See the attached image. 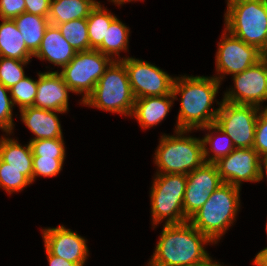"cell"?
Returning <instances> with one entry per match:
<instances>
[{"mask_svg": "<svg viewBox=\"0 0 267 266\" xmlns=\"http://www.w3.org/2000/svg\"><path fill=\"white\" fill-rule=\"evenodd\" d=\"M26 13L48 17L51 0H25Z\"/></svg>", "mask_w": 267, "mask_h": 266, "instance_id": "cell-36", "label": "cell"}, {"mask_svg": "<svg viewBox=\"0 0 267 266\" xmlns=\"http://www.w3.org/2000/svg\"><path fill=\"white\" fill-rule=\"evenodd\" d=\"M129 1H132V0H112V2H114L115 4H119V5H121L125 2H129Z\"/></svg>", "mask_w": 267, "mask_h": 266, "instance_id": "cell-41", "label": "cell"}, {"mask_svg": "<svg viewBox=\"0 0 267 266\" xmlns=\"http://www.w3.org/2000/svg\"><path fill=\"white\" fill-rule=\"evenodd\" d=\"M33 54L27 49L22 34L13 19H2L0 24V57L30 61Z\"/></svg>", "mask_w": 267, "mask_h": 266, "instance_id": "cell-20", "label": "cell"}, {"mask_svg": "<svg viewBox=\"0 0 267 266\" xmlns=\"http://www.w3.org/2000/svg\"><path fill=\"white\" fill-rule=\"evenodd\" d=\"M38 80L34 81L29 77H24L18 83L13 85L9 91L14 104H18L21 109L33 106L37 94Z\"/></svg>", "mask_w": 267, "mask_h": 266, "instance_id": "cell-28", "label": "cell"}, {"mask_svg": "<svg viewBox=\"0 0 267 266\" xmlns=\"http://www.w3.org/2000/svg\"><path fill=\"white\" fill-rule=\"evenodd\" d=\"M253 149L260 157L267 156V106L257 118Z\"/></svg>", "mask_w": 267, "mask_h": 266, "instance_id": "cell-33", "label": "cell"}, {"mask_svg": "<svg viewBox=\"0 0 267 266\" xmlns=\"http://www.w3.org/2000/svg\"><path fill=\"white\" fill-rule=\"evenodd\" d=\"M220 77L204 76H183L175 78L173 82L172 94L176 99L177 94H181V107L178 114L176 130L201 129L213 124L219 108L211 110L216 93L221 82Z\"/></svg>", "mask_w": 267, "mask_h": 266, "instance_id": "cell-2", "label": "cell"}, {"mask_svg": "<svg viewBox=\"0 0 267 266\" xmlns=\"http://www.w3.org/2000/svg\"><path fill=\"white\" fill-rule=\"evenodd\" d=\"M129 29L117 17L111 22L102 44L96 49L106 56H119L128 46Z\"/></svg>", "mask_w": 267, "mask_h": 266, "instance_id": "cell-25", "label": "cell"}, {"mask_svg": "<svg viewBox=\"0 0 267 266\" xmlns=\"http://www.w3.org/2000/svg\"><path fill=\"white\" fill-rule=\"evenodd\" d=\"M113 60L96 49L78 51L60 74L72 92L84 93L83 102Z\"/></svg>", "mask_w": 267, "mask_h": 266, "instance_id": "cell-8", "label": "cell"}, {"mask_svg": "<svg viewBox=\"0 0 267 266\" xmlns=\"http://www.w3.org/2000/svg\"><path fill=\"white\" fill-rule=\"evenodd\" d=\"M25 0H0V18L14 19L26 12Z\"/></svg>", "mask_w": 267, "mask_h": 266, "instance_id": "cell-35", "label": "cell"}, {"mask_svg": "<svg viewBox=\"0 0 267 266\" xmlns=\"http://www.w3.org/2000/svg\"><path fill=\"white\" fill-rule=\"evenodd\" d=\"M253 262L257 266H267V247L256 255Z\"/></svg>", "mask_w": 267, "mask_h": 266, "instance_id": "cell-38", "label": "cell"}, {"mask_svg": "<svg viewBox=\"0 0 267 266\" xmlns=\"http://www.w3.org/2000/svg\"><path fill=\"white\" fill-rule=\"evenodd\" d=\"M197 266H221L220 264H203V265H197Z\"/></svg>", "mask_w": 267, "mask_h": 266, "instance_id": "cell-42", "label": "cell"}, {"mask_svg": "<svg viewBox=\"0 0 267 266\" xmlns=\"http://www.w3.org/2000/svg\"><path fill=\"white\" fill-rule=\"evenodd\" d=\"M224 182L215 163H204L187 174L183 199L184 214L189 219L210 198V195Z\"/></svg>", "mask_w": 267, "mask_h": 266, "instance_id": "cell-12", "label": "cell"}, {"mask_svg": "<svg viewBox=\"0 0 267 266\" xmlns=\"http://www.w3.org/2000/svg\"><path fill=\"white\" fill-rule=\"evenodd\" d=\"M29 144L33 156L65 158V145L62 138L39 139Z\"/></svg>", "mask_w": 267, "mask_h": 266, "instance_id": "cell-31", "label": "cell"}, {"mask_svg": "<svg viewBox=\"0 0 267 266\" xmlns=\"http://www.w3.org/2000/svg\"><path fill=\"white\" fill-rule=\"evenodd\" d=\"M43 239L46 250L68 262L83 266L88 248L83 237L64 226L43 229Z\"/></svg>", "mask_w": 267, "mask_h": 266, "instance_id": "cell-15", "label": "cell"}, {"mask_svg": "<svg viewBox=\"0 0 267 266\" xmlns=\"http://www.w3.org/2000/svg\"><path fill=\"white\" fill-rule=\"evenodd\" d=\"M97 3L95 0H51L49 22L56 26L87 18Z\"/></svg>", "mask_w": 267, "mask_h": 266, "instance_id": "cell-21", "label": "cell"}, {"mask_svg": "<svg viewBox=\"0 0 267 266\" xmlns=\"http://www.w3.org/2000/svg\"><path fill=\"white\" fill-rule=\"evenodd\" d=\"M13 20L22 34L27 49L34 55L40 47L46 28L50 24L48 17L25 12Z\"/></svg>", "mask_w": 267, "mask_h": 266, "instance_id": "cell-23", "label": "cell"}, {"mask_svg": "<svg viewBox=\"0 0 267 266\" xmlns=\"http://www.w3.org/2000/svg\"><path fill=\"white\" fill-rule=\"evenodd\" d=\"M240 188L224 183L188 221L212 242H216L233 223L239 209Z\"/></svg>", "mask_w": 267, "mask_h": 266, "instance_id": "cell-3", "label": "cell"}, {"mask_svg": "<svg viewBox=\"0 0 267 266\" xmlns=\"http://www.w3.org/2000/svg\"><path fill=\"white\" fill-rule=\"evenodd\" d=\"M259 160L260 156L253 148H235L215 164L224 183L240 188L242 181H258Z\"/></svg>", "mask_w": 267, "mask_h": 266, "instance_id": "cell-14", "label": "cell"}, {"mask_svg": "<svg viewBox=\"0 0 267 266\" xmlns=\"http://www.w3.org/2000/svg\"><path fill=\"white\" fill-rule=\"evenodd\" d=\"M37 94L33 107L64 113L68 110V92L71 91L57 71L38 74Z\"/></svg>", "mask_w": 267, "mask_h": 266, "instance_id": "cell-16", "label": "cell"}, {"mask_svg": "<svg viewBox=\"0 0 267 266\" xmlns=\"http://www.w3.org/2000/svg\"><path fill=\"white\" fill-rule=\"evenodd\" d=\"M225 30L262 50L267 39V0H228Z\"/></svg>", "mask_w": 267, "mask_h": 266, "instance_id": "cell-5", "label": "cell"}, {"mask_svg": "<svg viewBox=\"0 0 267 266\" xmlns=\"http://www.w3.org/2000/svg\"><path fill=\"white\" fill-rule=\"evenodd\" d=\"M46 253H47L50 266H78L75 263L68 262L58 256L50 254L47 250H46Z\"/></svg>", "mask_w": 267, "mask_h": 266, "instance_id": "cell-37", "label": "cell"}, {"mask_svg": "<svg viewBox=\"0 0 267 266\" xmlns=\"http://www.w3.org/2000/svg\"><path fill=\"white\" fill-rule=\"evenodd\" d=\"M24 124L36 136L31 141L39 139L63 138L58 111H50L37 107H26L20 110Z\"/></svg>", "mask_w": 267, "mask_h": 266, "instance_id": "cell-17", "label": "cell"}, {"mask_svg": "<svg viewBox=\"0 0 267 266\" xmlns=\"http://www.w3.org/2000/svg\"><path fill=\"white\" fill-rule=\"evenodd\" d=\"M260 53L263 57H265L267 55V39H266L265 45H264L263 49L260 51Z\"/></svg>", "mask_w": 267, "mask_h": 266, "instance_id": "cell-40", "label": "cell"}, {"mask_svg": "<svg viewBox=\"0 0 267 266\" xmlns=\"http://www.w3.org/2000/svg\"><path fill=\"white\" fill-rule=\"evenodd\" d=\"M7 92H10L9 88L0 83V128L7 133H11L14 124L12 119V107L14 105Z\"/></svg>", "mask_w": 267, "mask_h": 266, "instance_id": "cell-34", "label": "cell"}, {"mask_svg": "<svg viewBox=\"0 0 267 266\" xmlns=\"http://www.w3.org/2000/svg\"><path fill=\"white\" fill-rule=\"evenodd\" d=\"M135 99L149 96H164L172 93V78L146 61L135 58H122Z\"/></svg>", "mask_w": 267, "mask_h": 266, "instance_id": "cell-10", "label": "cell"}, {"mask_svg": "<svg viewBox=\"0 0 267 266\" xmlns=\"http://www.w3.org/2000/svg\"><path fill=\"white\" fill-rule=\"evenodd\" d=\"M29 61L0 57V83L6 88H11L25 76L23 66Z\"/></svg>", "mask_w": 267, "mask_h": 266, "instance_id": "cell-29", "label": "cell"}, {"mask_svg": "<svg viewBox=\"0 0 267 266\" xmlns=\"http://www.w3.org/2000/svg\"><path fill=\"white\" fill-rule=\"evenodd\" d=\"M82 103L112 113L131 116L135 97L122 60H113L110 63L93 92Z\"/></svg>", "mask_w": 267, "mask_h": 266, "instance_id": "cell-4", "label": "cell"}, {"mask_svg": "<svg viewBox=\"0 0 267 266\" xmlns=\"http://www.w3.org/2000/svg\"><path fill=\"white\" fill-rule=\"evenodd\" d=\"M224 35L216 54L217 72L236 75L263 58L255 46L248 45L231 34L227 35L226 31Z\"/></svg>", "mask_w": 267, "mask_h": 266, "instance_id": "cell-13", "label": "cell"}, {"mask_svg": "<svg viewBox=\"0 0 267 266\" xmlns=\"http://www.w3.org/2000/svg\"><path fill=\"white\" fill-rule=\"evenodd\" d=\"M235 90L226 92L224 101L259 107L267 100V59L263 57L245 71L233 75Z\"/></svg>", "mask_w": 267, "mask_h": 266, "instance_id": "cell-11", "label": "cell"}, {"mask_svg": "<svg viewBox=\"0 0 267 266\" xmlns=\"http://www.w3.org/2000/svg\"><path fill=\"white\" fill-rule=\"evenodd\" d=\"M32 182L24 175V170H18L0 159V186L7 192L20 191Z\"/></svg>", "mask_w": 267, "mask_h": 266, "instance_id": "cell-30", "label": "cell"}, {"mask_svg": "<svg viewBox=\"0 0 267 266\" xmlns=\"http://www.w3.org/2000/svg\"><path fill=\"white\" fill-rule=\"evenodd\" d=\"M176 136L163 135L155 153L157 174H189L205 163L202 139L182 136L187 130H175ZM162 171V172H161Z\"/></svg>", "mask_w": 267, "mask_h": 266, "instance_id": "cell-6", "label": "cell"}, {"mask_svg": "<svg viewBox=\"0 0 267 266\" xmlns=\"http://www.w3.org/2000/svg\"><path fill=\"white\" fill-rule=\"evenodd\" d=\"M187 175L157 174L151 187V213L153 225L167 218L166 224L187 222L183 209Z\"/></svg>", "mask_w": 267, "mask_h": 266, "instance_id": "cell-7", "label": "cell"}, {"mask_svg": "<svg viewBox=\"0 0 267 266\" xmlns=\"http://www.w3.org/2000/svg\"><path fill=\"white\" fill-rule=\"evenodd\" d=\"M0 159L9 167L24 170V175L33 182V154L30 144L22 147L14 139L1 138Z\"/></svg>", "mask_w": 267, "mask_h": 266, "instance_id": "cell-22", "label": "cell"}, {"mask_svg": "<svg viewBox=\"0 0 267 266\" xmlns=\"http://www.w3.org/2000/svg\"><path fill=\"white\" fill-rule=\"evenodd\" d=\"M263 164V165H262ZM262 166L265 168V172L267 174V156H263L262 158L260 157L259 160V178H258V182L261 181L264 177V172Z\"/></svg>", "mask_w": 267, "mask_h": 266, "instance_id": "cell-39", "label": "cell"}, {"mask_svg": "<svg viewBox=\"0 0 267 266\" xmlns=\"http://www.w3.org/2000/svg\"><path fill=\"white\" fill-rule=\"evenodd\" d=\"M201 129H207V130H213L215 129V132H220L223 137L222 140H213V136L210 135L209 133L206 134V136L202 139L203 147H204V160L206 163H215L217 162L220 158L228 156L234 149L235 146L232 142V139L225 133L223 132L215 123L209 124L206 127H203ZM217 130V131H216ZM226 141V142H225ZM211 144V151L214 152V155L211 156L209 159H207V156H209V150L206 148L207 144Z\"/></svg>", "mask_w": 267, "mask_h": 266, "instance_id": "cell-27", "label": "cell"}, {"mask_svg": "<svg viewBox=\"0 0 267 266\" xmlns=\"http://www.w3.org/2000/svg\"><path fill=\"white\" fill-rule=\"evenodd\" d=\"M174 100L173 94L135 99L131 116H135L143 128L160 123L168 114Z\"/></svg>", "mask_w": 267, "mask_h": 266, "instance_id": "cell-19", "label": "cell"}, {"mask_svg": "<svg viewBox=\"0 0 267 266\" xmlns=\"http://www.w3.org/2000/svg\"><path fill=\"white\" fill-rule=\"evenodd\" d=\"M56 26L76 52L90 50L87 18L71 20Z\"/></svg>", "mask_w": 267, "mask_h": 266, "instance_id": "cell-26", "label": "cell"}, {"mask_svg": "<svg viewBox=\"0 0 267 266\" xmlns=\"http://www.w3.org/2000/svg\"><path fill=\"white\" fill-rule=\"evenodd\" d=\"M115 18L116 16L103 8L100 2L91 10L87 17L90 49H97L102 44L107 30Z\"/></svg>", "mask_w": 267, "mask_h": 266, "instance_id": "cell-24", "label": "cell"}, {"mask_svg": "<svg viewBox=\"0 0 267 266\" xmlns=\"http://www.w3.org/2000/svg\"><path fill=\"white\" fill-rule=\"evenodd\" d=\"M213 243L189 221L166 224L155 248L150 266H197L213 262L203 244Z\"/></svg>", "mask_w": 267, "mask_h": 266, "instance_id": "cell-1", "label": "cell"}, {"mask_svg": "<svg viewBox=\"0 0 267 266\" xmlns=\"http://www.w3.org/2000/svg\"><path fill=\"white\" fill-rule=\"evenodd\" d=\"M76 51L64 39L57 26L49 24L46 28L40 47L33 55L45 59L62 68L75 56Z\"/></svg>", "mask_w": 267, "mask_h": 266, "instance_id": "cell-18", "label": "cell"}, {"mask_svg": "<svg viewBox=\"0 0 267 266\" xmlns=\"http://www.w3.org/2000/svg\"><path fill=\"white\" fill-rule=\"evenodd\" d=\"M215 124L231 139L235 148H253L255 128L261 107L222 100Z\"/></svg>", "mask_w": 267, "mask_h": 266, "instance_id": "cell-9", "label": "cell"}, {"mask_svg": "<svg viewBox=\"0 0 267 266\" xmlns=\"http://www.w3.org/2000/svg\"><path fill=\"white\" fill-rule=\"evenodd\" d=\"M65 158L33 156V181L36 176L53 177L61 170Z\"/></svg>", "mask_w": 267, "mask_h": 266, "instance_id": "cell-32", "label": "cell"}]
</instances>
